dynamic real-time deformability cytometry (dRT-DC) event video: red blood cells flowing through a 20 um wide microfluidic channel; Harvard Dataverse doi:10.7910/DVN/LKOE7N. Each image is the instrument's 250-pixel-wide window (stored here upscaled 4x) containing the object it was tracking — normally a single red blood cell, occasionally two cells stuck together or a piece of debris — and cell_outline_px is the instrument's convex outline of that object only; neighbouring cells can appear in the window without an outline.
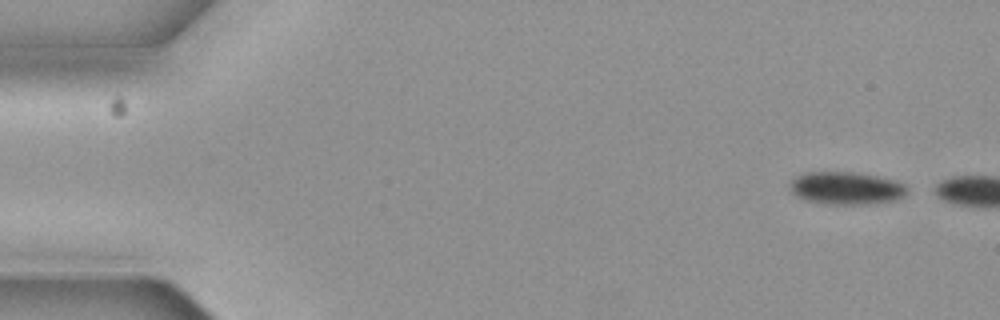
{"species": "common noctule bat (a hibernating species)", "species_latin": "Nyctalus noctula", "temperature_condition": "cold", "stored_images_in_passage": 2, "camera_frame_rate_fps": 3000, "um_per_image_px": 0.085, "animal": {"sex": "female", "body_mass_g": 19.3, "forearm_length_mm": 54.1}, "frame": {"image": 1, "passage_image": 1, "time_ms": 0.0, "image_size_px": [1000, 320], "cell_outline_px": [[908, 188], [904, 196], [896, 200], [868, 204], [824, 204], [804, 200], [796, 196], [792, 192], [792, 180], [804, 172], [852, 172], [876, 176], [896, 180], [904, 184]], "centroid_in_image_um": [71.95, 16.0], "position_along_channel_um": 13.0, "area_um2": 22.25}}